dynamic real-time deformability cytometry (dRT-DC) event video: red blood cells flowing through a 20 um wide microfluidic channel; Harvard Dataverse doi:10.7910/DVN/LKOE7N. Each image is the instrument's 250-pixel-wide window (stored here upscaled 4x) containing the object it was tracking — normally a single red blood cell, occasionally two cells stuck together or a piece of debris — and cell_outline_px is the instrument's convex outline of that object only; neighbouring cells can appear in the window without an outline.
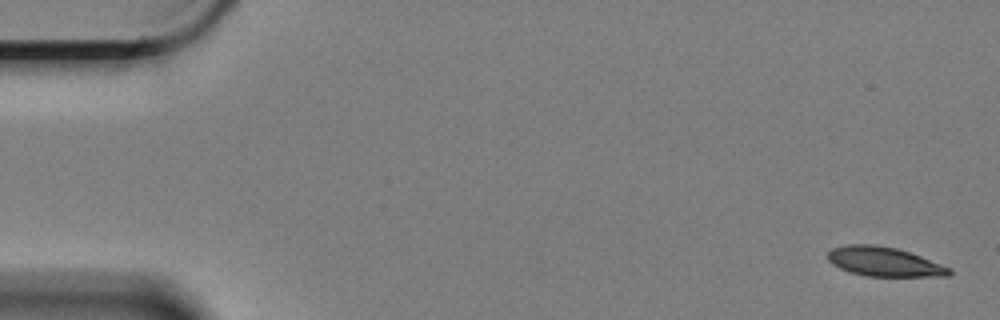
{"species": "Egyptian fruit bat (a non-hibernating species)", "species_latin": "Rousettus aegyptiacus", "temperature_condition": "cold", "stored_images_in_passage": 5, "camera_frame_rate_fps": 3000, "um_per_image_px": 0.085, "animal": {"sex": "female"}, "frame": {"image": 1, "passage_image": 1, "time_ms": 0.0, "image_size_px": [1000, 320], "cell_outline_px": [[952, 272], [948, 276], [864, 276], [848, 272], [832, 264], [828, 260], [828, 252], [832, 248], [848, 244], [872, 244], [896, 248], [920, 256], [952, 268]], "centroid_in_image_um": [75.13, 22.25], "position_along_channel_um": 9.9, "area_um2": 20.75}}
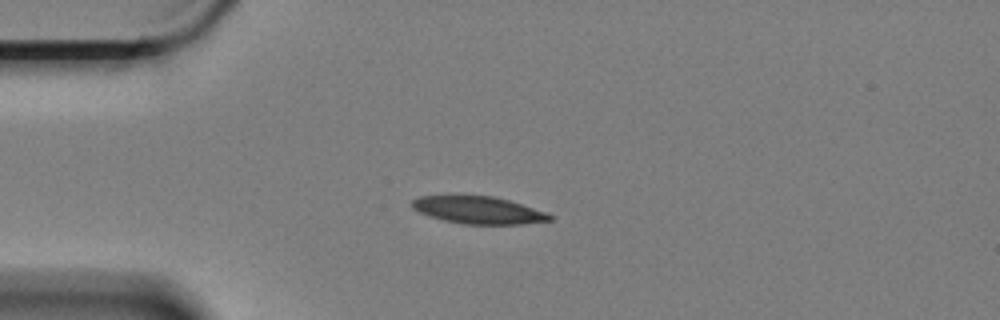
{"frame": {"image": 2, "passage_image": 5, "time_ms": 1.333, "image_size_px": [1000, 320], "cell_outline_px": [[552, 220], [520, 224], [464, 224], [444, 220], [420, 212], [412, 208], [412, 200], [420, 196], [448, 192], [492, 196], [508, 200], [544, 212], [552, 216]], "centroid_in_image_um": [40.55, 17.8], "position_along_channel_um": 44.5, "area_um2": 22.43}}